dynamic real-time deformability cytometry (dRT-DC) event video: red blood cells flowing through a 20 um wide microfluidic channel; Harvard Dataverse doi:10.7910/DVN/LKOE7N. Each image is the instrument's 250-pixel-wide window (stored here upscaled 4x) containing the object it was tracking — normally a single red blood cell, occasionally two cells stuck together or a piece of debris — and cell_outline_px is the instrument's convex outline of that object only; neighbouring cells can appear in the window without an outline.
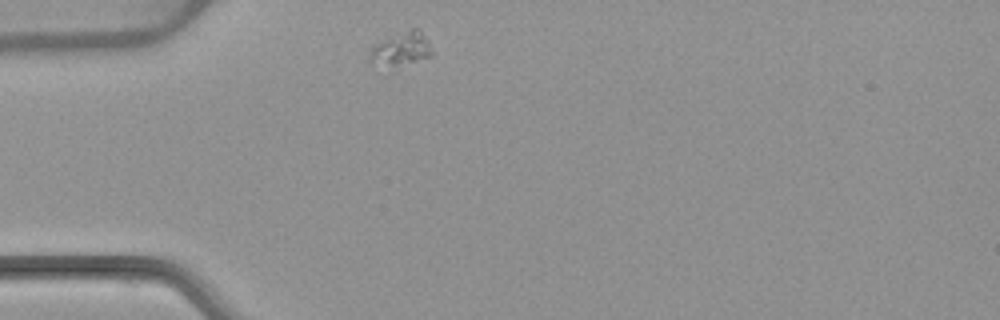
{"species": "common noctule bat (a hibernating species)", "species_latin": "Nyctalus noctula", "temperature_condition": "warm", "stored_images_in_passage": 2, "camera_frame_rate_fps": 3000, "um_per_image_px": 0.085, "animal": {"sex": "female", "body_mass_g": 22.7, "forearm_length_mm": 54.2}, "frame": {"image": 1, "passage_image": 1, "time_ms": 0.0, "image_size_px": [1000, 320], "cell_outline_px": [[432, 56], [396, 64], [392, 64], [372, 56], [372, 48], [376, 44], [384, 40], [412, 28], [420, 28], [428, 40], [432, 52]], "centroid_in_image_um": [34.29, 4.03], "position_along_channel_um": 50.7, "area_um2": 10.58}}